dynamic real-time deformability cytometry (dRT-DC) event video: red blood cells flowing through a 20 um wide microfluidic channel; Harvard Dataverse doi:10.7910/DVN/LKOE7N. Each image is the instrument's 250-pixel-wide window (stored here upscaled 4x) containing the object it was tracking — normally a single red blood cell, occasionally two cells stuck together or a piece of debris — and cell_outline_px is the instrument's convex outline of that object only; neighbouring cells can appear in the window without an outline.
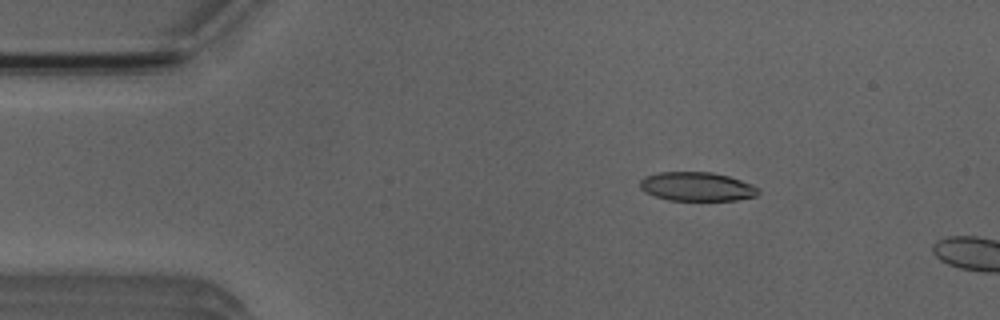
{"species": "Egyptian fruit bat (a non-hibernating species)", "species_latin": "Rousettus aegyptiacus", "temperature_condition": "room temperature", "stored_images_in_passage": 34, "camera_frame_rate_fps": 3000, "um_per_image_px": 0.085, "animal": {"sex": "male"}, "frame": {"image": 1, "passage_image": 7, "time_ms": 2.0, "image_size_px": [1000, 320], "cell_outline_px": [[760, 192], [756, 196], [736, 200], [668, 200], [644, 192], [640, 188], [640, 180], [644, 176], [660, 172], [712, 172], [728, 176], [752, 184], [760, 188]], "centroid_in_image_um": [59.24, 15.86], "position_along_channel_um": 25.8, "area_um2": 20.0}}
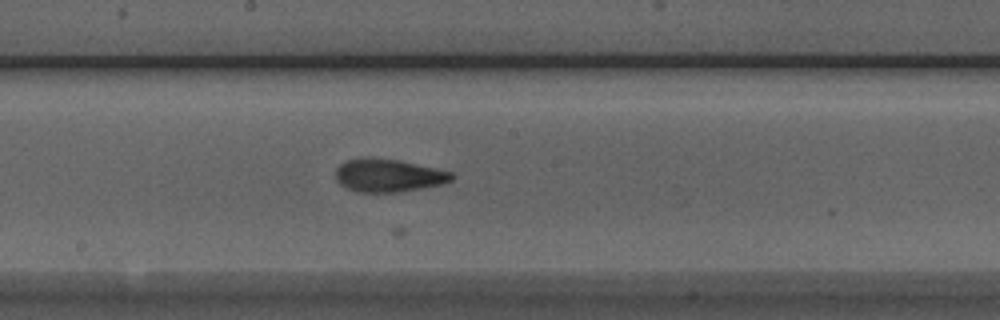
{"frame": {"image": 2, "passage_image": 26, "time_ms": 8.333, "image_size_px": [1000, 320], "cell_outline_px": [[452, 180], [440, 184], [400, 192], [356, 192], [340, 184], [336, 180], [336, 168], [340, 164], [348, 160], [396, 160], [452, 172]], "centroid_in_image_um": [32.99, 14.96], "position_along_channel_um": 215.2, "area_um2": 21.33}}